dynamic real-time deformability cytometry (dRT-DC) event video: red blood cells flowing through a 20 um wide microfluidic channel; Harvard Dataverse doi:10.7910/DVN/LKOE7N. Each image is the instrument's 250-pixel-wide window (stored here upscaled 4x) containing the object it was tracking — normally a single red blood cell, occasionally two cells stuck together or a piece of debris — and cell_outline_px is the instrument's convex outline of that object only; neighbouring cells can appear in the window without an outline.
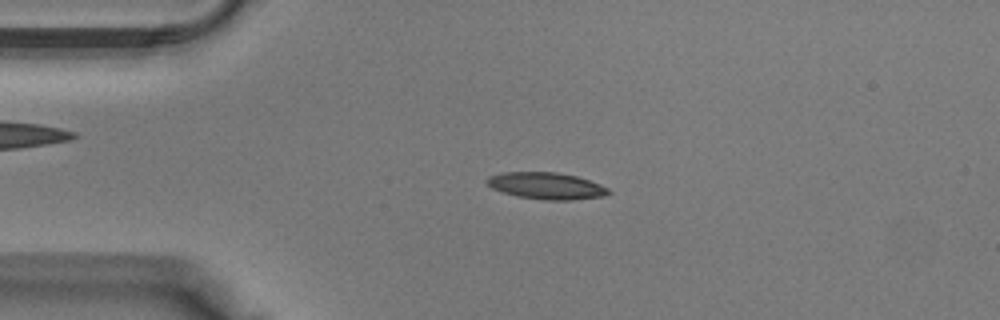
{"species": "Egyptian fruit bat (a non-hibernating species)", "species_latin": "Rousettus aegyptiacus", "temperature_condition": "warm", "stored_images_in_passage": 38, "camera_frame_rate_fps": 3000, "um_per_image_px": 0.085, "animal": {"sex": "male"}, "frame": {"image": 1, "passage_image": 8, "time_ms": 2.333, "image_size_px": [1000, 320], "cell_outline_px": [[612, 192], [604, 196], [572, 200], [544, 200], [516, 196], [492, 188], [484, 180], [488, 176], [504, 172], [556, 172], [576, 176], [600, 184], [608, 188]], "centroid_in_image_um": [46.44, 15.79], "position_along_channel_um": 38.6, "area_um2": 18.96}}
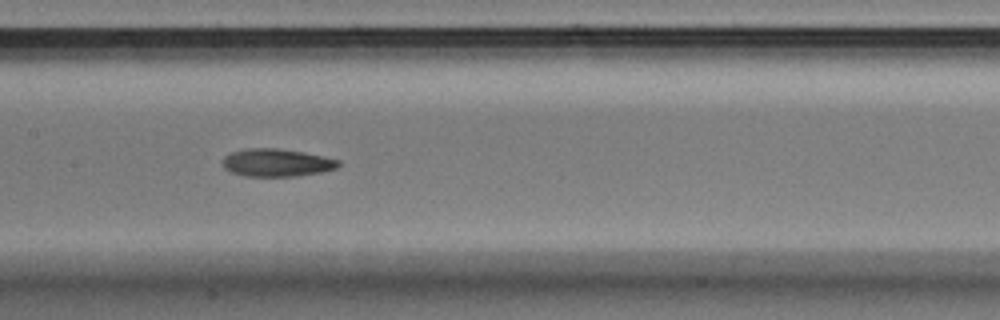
{"frame": {"image": 2, "passage_image": 18, "time_ms": 5.667, "image_size_px": [1000, 320], "cell_outline_px": [[340, 164], [336, 168], [324, 172], [296, 176], [244, 176], [232, 172], [224, 168], [220, 160], [224, 156], [232, 152], [244, 148], [276, 148], [304, 152], [324, 156], [340, 160]], "centroid_in_image_um": [23.51, 13.82], "position_along_channel_um": 183.9, "area_um2": 18.96}}
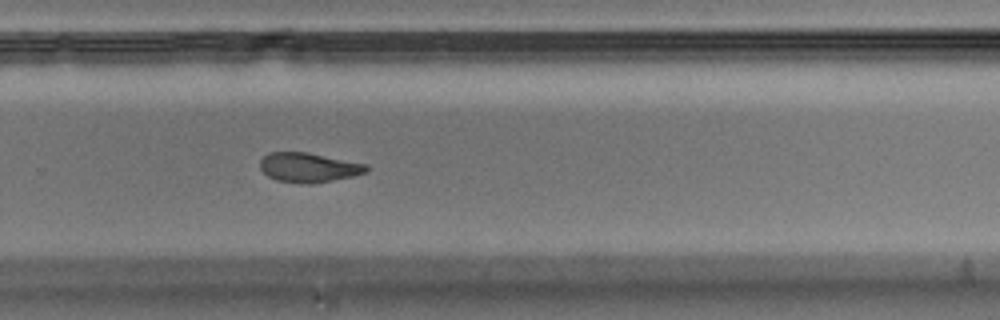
{"frame": {"image": 3, "passage_image": 25, "time_ms": 8.0, "image_size_px": [1000, 320], "cell_outline_px": [[368, 172], [352, 176], [332, 180], [308, 184], [300, 184], [276, 180], [268, 176], [260, 168], [260, 160], [268, 152], [308, 152], [368, 164]], "centroid_in_image_um": [26.23, 14.23], "position_along_channel_um": 303.6, "area_um2": 18.38}}